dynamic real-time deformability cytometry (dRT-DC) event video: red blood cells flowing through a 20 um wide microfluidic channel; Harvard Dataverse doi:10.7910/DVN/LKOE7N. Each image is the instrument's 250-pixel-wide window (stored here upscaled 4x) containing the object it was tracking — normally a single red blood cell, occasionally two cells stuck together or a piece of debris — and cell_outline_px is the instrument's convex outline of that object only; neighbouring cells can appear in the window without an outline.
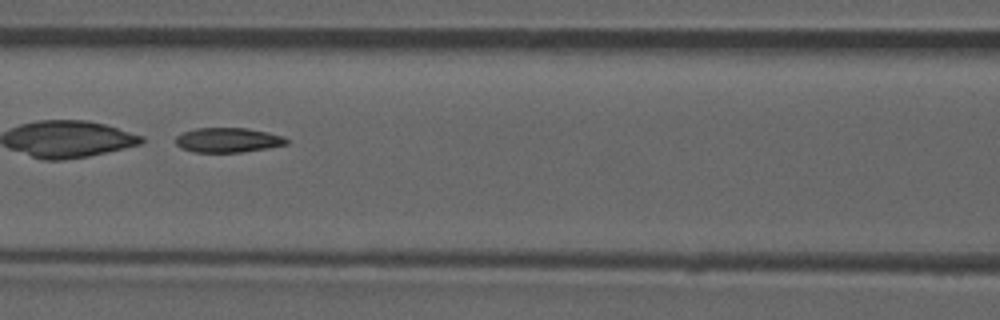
{"species": "common noctule bat (a hibernating species)", "species_latin": "Nyctalus noctula", "temperature_condition": "room temperature", "stored_images_in_passage": 6, "camera_frame_rate_fps": 3000, "um_per_image_px": 0.085, "animal": {"sex": "male", "forearm_length_mm": 52.5}, "frame": {"image": 1, "passage_image": 5, "time_ms": 4.333, "image_size_px": [1000, 320], "cell_outline_px": [[288, 144], [268, 148], [240, 152], [192, 152], [180, 148], [176, 144], [176, 136], [184, 132], [196, 128], [248, 128], [268, 132], [284, 136], [288, 140]], "centroid_in_image_um": [19.38, 11.9], "position_along_channel_um": 147.2, "area_um2": 16.01}}